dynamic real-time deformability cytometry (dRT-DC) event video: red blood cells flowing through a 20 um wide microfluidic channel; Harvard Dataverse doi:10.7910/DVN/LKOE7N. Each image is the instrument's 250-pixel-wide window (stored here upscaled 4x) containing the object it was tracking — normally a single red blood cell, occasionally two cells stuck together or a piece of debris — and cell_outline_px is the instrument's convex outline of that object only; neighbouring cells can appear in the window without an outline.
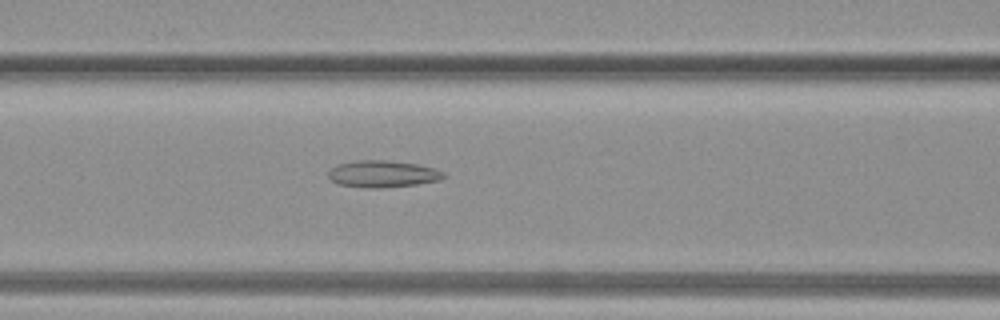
{"species": "common noctule bat (a hibernating species)", "species_latin": "Nyctalus noctula", "temperature_condition": "warm", "stored_images_in_passage": 29, "camera_frame_rate_fps": 3000, "um_per_image_px": 0.085, "animal": {"sex": "female", "body_mass_g": 19.3, "forearm_length_mm": 54.1}, "frame": {"image": 1, "passage_image": 7, "time_ms": 2.0, "image_size_px": [1000, 320], "cell_outline_px": [[448, 176], [440, 180], [416, 184], [380, 188], [364, 188], [336, 184], [328, 176], [328, 172], [332, 168], [340, 164], [356, 160], [388, 160], [416, 164], [436, 168], [444, 172]], "centroid_in_image_um": [32.56, 14.79], "position_along_channel_um": 134.0, "area_um2": 18.15}}
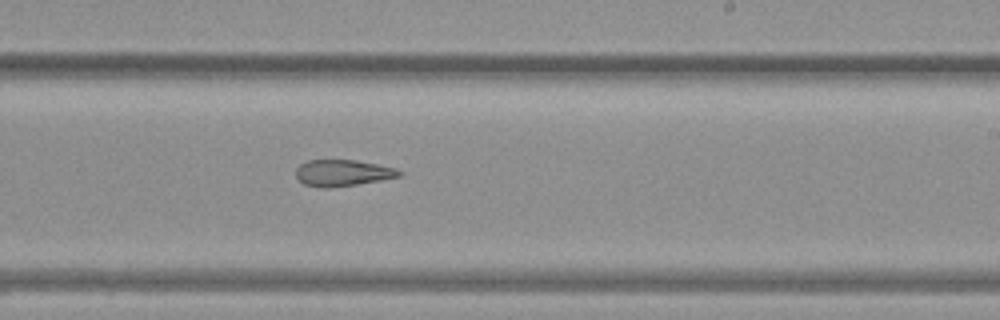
{"frame": {"image": 2, "passage_image": 14, "time_ms": 4.333, "image_size_px": [1000, 320], "cell_outline_px": [[404, 172], [400, 176], [380, 180], [332, 188], [320, 188], [304, 184], [296, 176], [296, 168], [300, 164], [308, 160], [356, 160], [396, 168]], "centroid_in_image_um": [29.12, 14.7], "position_along_channel_um": 259.9, "area_um2": 15.9}}
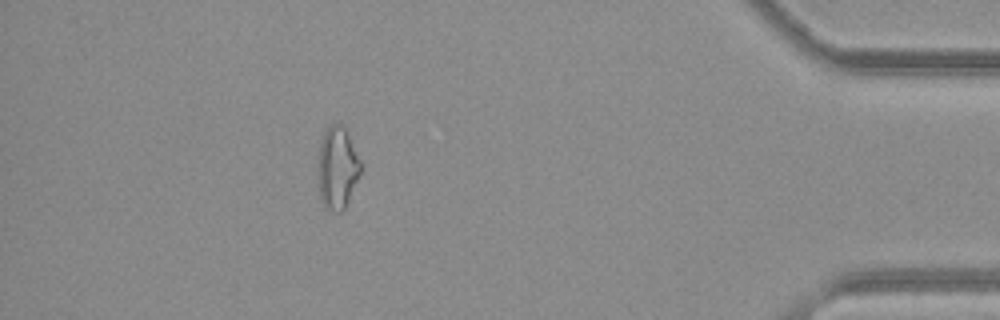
{"frame": {"image": 3, "passage_image": 25, "time_ms": 8.0, "image_size_px": [1000, 320], "cell_outline_px": [[360, 172], [348, 200], [344, 208], [340, 212], [328, 212], [324, 208], [320, 200], [316, 164], [320, 144], [324, 132], [332, 124], [340, 124], [348, 132], [360, 160]], "centroid_in_image_um": [28.62, 14.3], "position_along_channel_um": 406.6, "area_um2": 20.63}}